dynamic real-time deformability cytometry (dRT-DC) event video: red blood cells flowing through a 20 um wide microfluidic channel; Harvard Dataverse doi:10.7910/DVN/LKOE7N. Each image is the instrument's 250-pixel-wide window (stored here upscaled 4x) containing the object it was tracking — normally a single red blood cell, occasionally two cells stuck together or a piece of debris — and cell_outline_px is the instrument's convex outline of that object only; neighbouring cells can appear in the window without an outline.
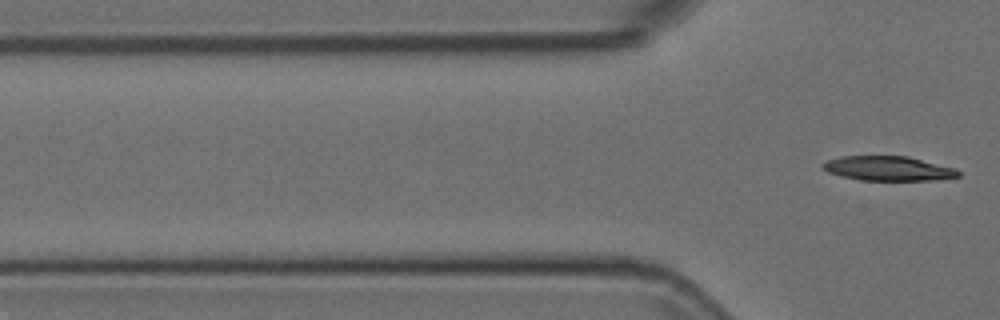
{"species": "Egyptian fruit bat (a non-hibernating species)", "species_latin": "Rousettus aegyptiacus", "temperature_condition": "room temperature", "stored_images_in_passage": 3, "camera_frame_rate_fps": 3000, "um_per_image_px": 0.085, "animal": {"sex": "female"}, "frame": {"image": 1, "passage_image": 3, "time_ms": 0.667, "image_size_px": [1000, 320], "cell_outline_px": [[960, 176], [932, 180], [860, 180], [840, 176], [828, 172], [820, 168], [820, 164], [828, 160], [840, 156], [908, 156], [956, 168], [960, 172]], "centroid_in_image_um": [75.46, 14.31], "position_along_channel_um": 50.3, "area_um2": 19.48}}